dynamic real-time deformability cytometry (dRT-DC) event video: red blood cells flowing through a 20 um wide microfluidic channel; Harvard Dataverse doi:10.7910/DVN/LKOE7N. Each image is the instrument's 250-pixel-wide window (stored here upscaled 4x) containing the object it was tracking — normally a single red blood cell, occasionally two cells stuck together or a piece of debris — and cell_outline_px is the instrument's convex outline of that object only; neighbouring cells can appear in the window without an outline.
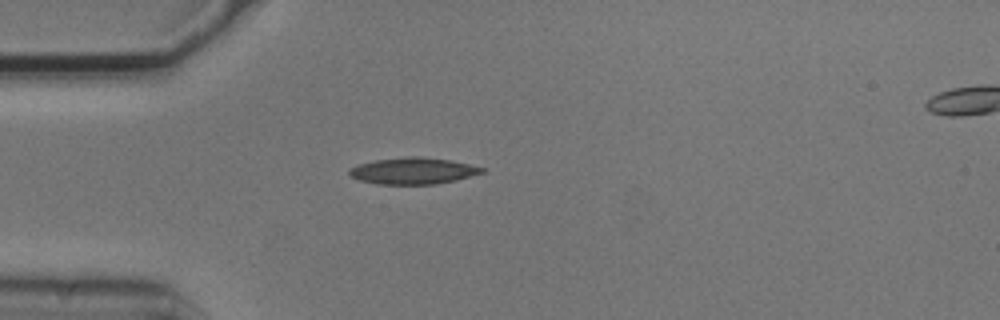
{"species": "common noctule bat (a hibernating species)", "species_latin": "Nyctalus noctula", "temperature_condition": "cold", "stored_images_in_passage": 1, "camera_frame_rate_fps": 3000, "um_per_image_px": 0.085, "animal": {"sex": "male", "body_mass_g": 20.5, "forearm_length_mm": 52.5}, "frame": {"image": 1, "passage_image": 1, "time_ms": 0.0, "image_size_px": [1000, 320], "cell_outline_px": [[484, 172], [456, 180], [436, 184], [376, 184], [360, 180], [352, 176], [348, 172], [348, 168], [360, 164], [376, 160], [408, 156], [420, 156], [452, 160], [484, 168]], "centroid_in_image_um": [35.11, 14.52], "position_along_channel_um": 49.9, "area_um2": 20.4}}